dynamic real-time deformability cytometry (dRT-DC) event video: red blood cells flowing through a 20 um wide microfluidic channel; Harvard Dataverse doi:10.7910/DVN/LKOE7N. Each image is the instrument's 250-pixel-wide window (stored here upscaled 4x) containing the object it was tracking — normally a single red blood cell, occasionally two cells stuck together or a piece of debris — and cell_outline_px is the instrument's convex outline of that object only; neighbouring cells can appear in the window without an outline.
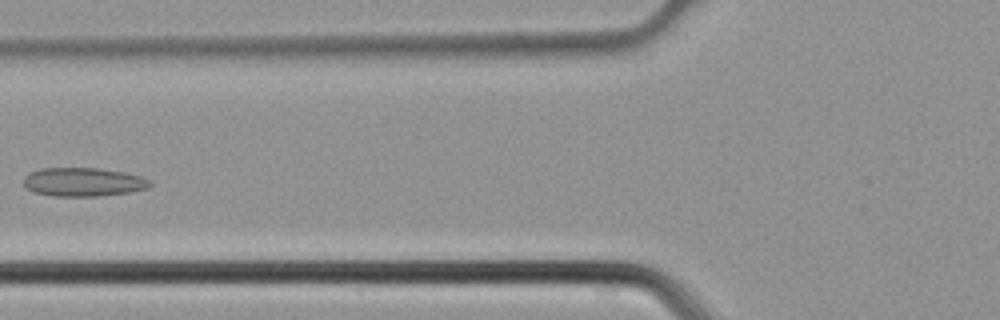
{"species": "common noctule bat (a hibernating species)", "species_latin": "Nyctalus noctula", "temperature_condition": "cold", "stored_images_in_passage": 3, "camera_frame_rate_fps": 3000, "um_per_image_px": 0.085, "animal": {"sex": "male", "body_mass_g": 21.5, "forearm_length_mm": 52.0}, "frame": {"image": 1, "passage_image": 3, "time_ms": 0.667, "image_size_px": [1000, 320], "cell_outline_px": [[152, 184], [148, 188], [128, 192], [100, 196], [52, 196], [32, 192], [24, 188], [24, 176], [40, 168], [96, 168], [124, 172], [140, 176], [152, 180]], "centroid_in_image_um": [7.06, 15.47], "position_along_channel_um": 118.7, "area_um2": 21.27}}